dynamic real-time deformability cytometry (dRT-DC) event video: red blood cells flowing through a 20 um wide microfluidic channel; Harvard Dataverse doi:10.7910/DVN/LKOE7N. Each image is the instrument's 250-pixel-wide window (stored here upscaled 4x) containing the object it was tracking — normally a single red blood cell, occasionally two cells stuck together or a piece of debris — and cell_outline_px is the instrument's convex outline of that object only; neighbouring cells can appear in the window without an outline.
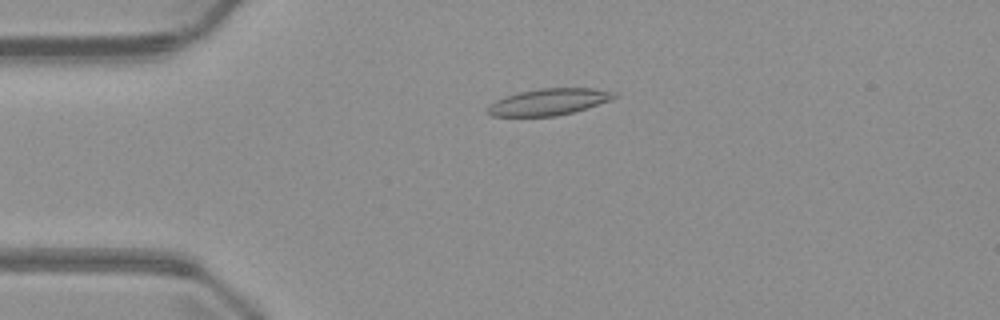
{"species": "common noctule bat (a hibernating species)", "species_latin": "Nyctalus noctula", "temperature_condition": "warm", "stored_images_in_passage": 5, "camera_frame_rate_fps": 3000, "um_per_image_px": 0.085, "animal": {"sex": "male", "body_mass_g": 23.1, "forearm_length_mm": 52.7}, "frame": {"image": 1, "passage_image": 4, "time_ms": 3.667, "image_size_px": [1000, 320], "cell_outline_px": [[616, 96], [612, 100], [572, 112], [556, 116], [492, 116], [488, 112], [488, 104], [504, 96], [520, 92], [540, 88], [596, 88], [612, 92]], "centroid_in_image_um": [46.62, 8.65], "position_along_channel_um": 38.4, "area_um2": 19.42}}